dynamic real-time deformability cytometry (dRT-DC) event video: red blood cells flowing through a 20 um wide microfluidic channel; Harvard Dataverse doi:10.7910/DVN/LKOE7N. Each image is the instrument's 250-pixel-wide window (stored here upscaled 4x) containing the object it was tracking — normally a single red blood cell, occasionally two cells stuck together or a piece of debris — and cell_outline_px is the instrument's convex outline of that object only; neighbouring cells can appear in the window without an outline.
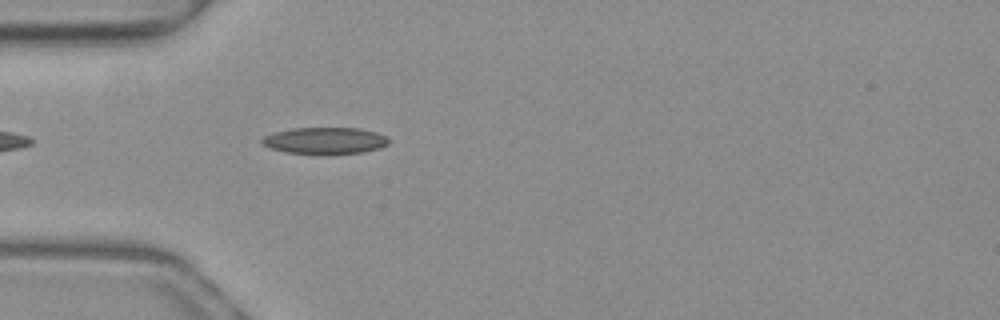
{"species": "common noctule bat (a hibernating species)", "species_latin": "Nyctalus noctula", "temperature_condition": "warm", "stored_images_in_passage": 39, "camera_frame_rate_fps": 3000, "um_per_image_px": 0.085, "animal": {"sex": "female", "body_mass_g": 19.3, "forearm_length_mm": 54.1}, "frame": {"image": 1, "passage_image": 3, "time_ms": 0.667, "image_size_px": [1000, 320], "cell_outline_px": [[392, 140], [388, 144], [380, 148], [364, 152], [332, 156], [320, 156], [284, 152], [268, 148], [260, 144], [260, 140], [264, 136], [276, 132], [292, 128], [360, 128], [376, 132], [388, 136]], "centroid_in_image_um": [27.64, 11.99], "position_along_channel_um": 57.4, "area_um2": 20.69}}
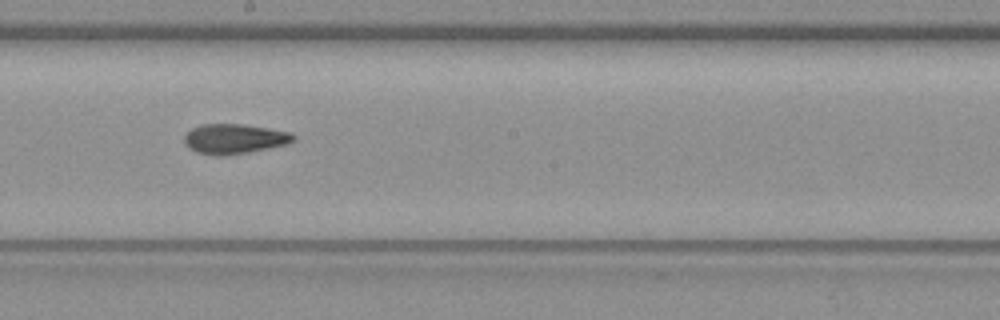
{"frame": {"image": 2, "passage_image": 16, "time_ms": 5.0, "image_size_px": [1000, 320], "cell_outline_px": [[296, 136], [288, 144], [248, 152], [224, 156], [216, 156], [196, 152], [188, 148], [184, 144], [184, 136], [192, 128], [200, 124], [240, 124], [268, 128], [288, 132]], "centroid_in_image_um": [19.86, 11.81], "position_along_channel_um": 228.3, "area_um2": 18.96}}
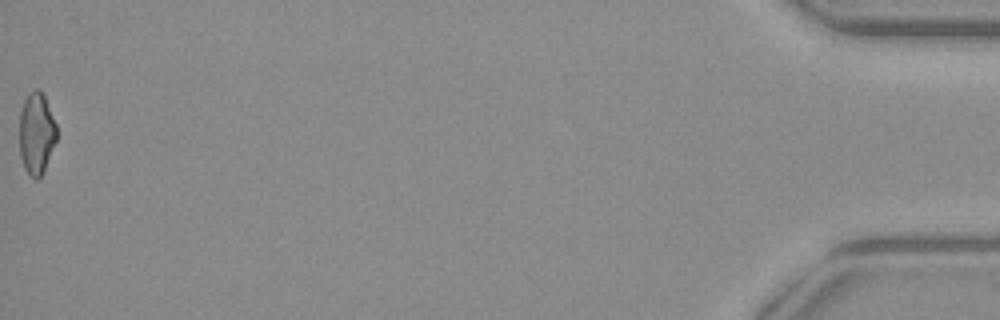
{"frame": {"image": 3, "passage_image": 39, "time_ms": 12.667, "image_size_px": [1000, 320], "cell_outline_px": [[56, 140], [44, 172], [36, 180], [28, 176], [24, 168], [20, 156], [20, 112], [24, 100], [28, 92], [36, 88], [40, 88], [44, 96], [56, 124]], "centroid_in_image_um": [3.09, 11.35], "position_along_channel_um": 432.1, "area_um2": 17.86}, "authors_computed_cell_mechanics": {"area_um2": 18.4382, "velocity_mm_per_s": 4.0413, "shape_relaxation_time_tau1_ms": 6.8293, "shape_relaxation_time_tau2_ms": 3.5015, "deformation_change_tau1": 0.2022, "deformation_change_tau2": 0.1176}}